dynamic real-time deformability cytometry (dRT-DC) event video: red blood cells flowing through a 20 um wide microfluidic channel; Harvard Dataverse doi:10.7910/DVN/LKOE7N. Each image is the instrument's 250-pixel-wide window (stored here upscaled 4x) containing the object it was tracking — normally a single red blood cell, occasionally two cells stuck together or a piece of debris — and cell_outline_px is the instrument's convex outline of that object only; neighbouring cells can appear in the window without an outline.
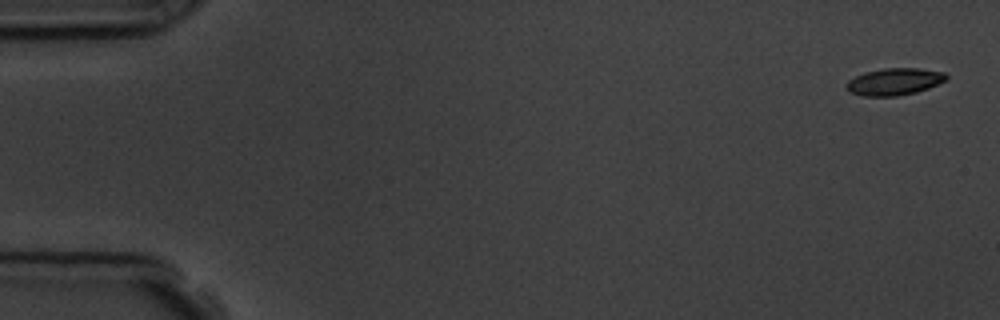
{"species": "common noctule bat (a hibernating species)", "species_latin": "Nyctalus noctula", "temperature_condition": "room temperature", "stored_images_in_passage": 5, "camera_frame_rate_fps": 3000, "um_per_image_px": 0.085, "animal": {"sex": "male", "body_mass_g": 19.5, "forearm_length_mm": 54.6}, "frame": {"image": 1, "passage_image": 1, "time_ms": 0.0, "image_size_px": [1000, 320], "cell_outline_px": [[948, 80], [928, 88], [916, 92], [896, 96], [864, 96], [852, 92], [844, 88], [844, 84], [848, 80], [864, 72], [884, 68], [920, 68], [944, 72], [948, 76]], "centroid_in_image_um": [76.02, 6.93], "position_along_channel_um": 9.0, "area_um2": 15.84}}
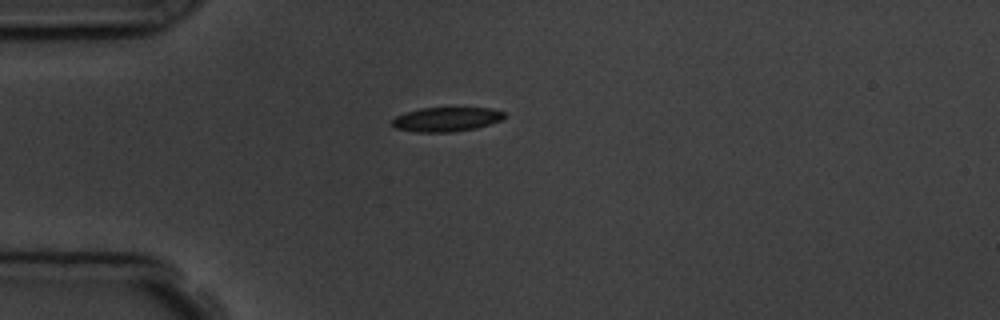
{"frame": {"image": 2, "passage_image": 5, "time_ms": 4.333, "image_size_px": [1000, 320], "cell_outline_px": [[504, 116], [500, 120], [476, 128], [452, 132], [416, 132], [396, 128], [392, 124], [392, 120], [396, 116], [420, 108], [492, 108], [504, 112]], "centroid_in_image_um": [37.93, 10.14], "position_along_channel_um": 47.1, "area_um2": 15.66}}